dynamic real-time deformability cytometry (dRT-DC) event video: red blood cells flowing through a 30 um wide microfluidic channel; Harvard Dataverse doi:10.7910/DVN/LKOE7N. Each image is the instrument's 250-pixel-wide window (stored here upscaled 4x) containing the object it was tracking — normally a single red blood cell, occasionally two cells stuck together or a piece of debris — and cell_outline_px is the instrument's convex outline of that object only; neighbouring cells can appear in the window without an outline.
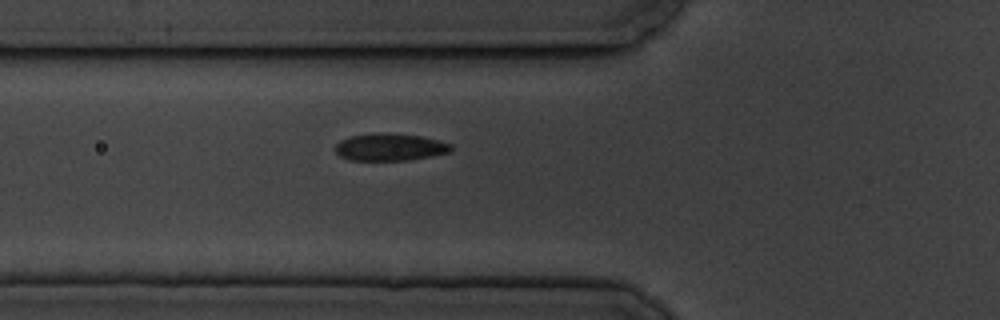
{"species": "common noctule bat (a hibernating species)", "species_latin": "Nyctalus noctula", "temperature_condition": "cold", "stored_images_in_passage": 7, "camera_frame_rate_fps": 3000, "um_per_image_px": 0.085, "animal": {"sex": "male", "body_mass_g": 19.5, "forearm_length_mm": 54.6}, "frame": {"image": 1, "passage_image": 7, "time_ms": 8.0, "image_size_px": [1000, 320], "cell_outline_px": [[452, 152], [432, 156], [408, 160], [348, 160], [340, 156], [336, 152], [336, 144], [340, 140], [352, 136], [420, 136], [452, 144]], "centroid_in_image_um": [33.18, 12.57], "position_along_channel_um": 92.6, "area_um2": 17.34}}